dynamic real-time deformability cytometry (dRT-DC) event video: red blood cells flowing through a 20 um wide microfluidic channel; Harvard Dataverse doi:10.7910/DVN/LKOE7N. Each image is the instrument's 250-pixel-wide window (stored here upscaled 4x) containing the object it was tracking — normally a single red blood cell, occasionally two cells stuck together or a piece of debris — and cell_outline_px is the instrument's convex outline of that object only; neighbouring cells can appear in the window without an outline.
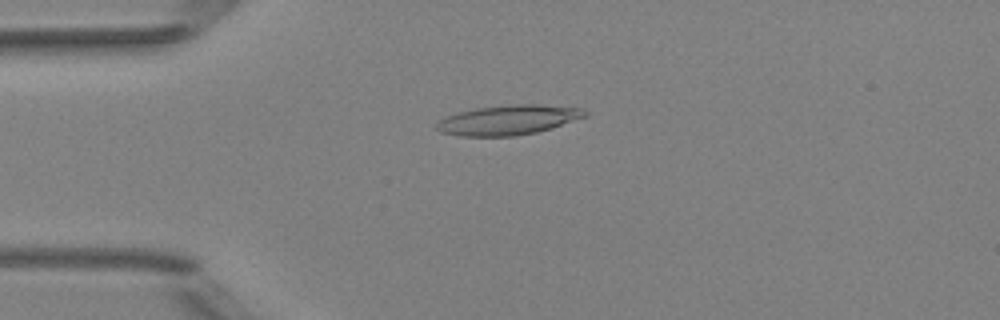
{"species": "Egyptian fruit bat (a non-hibernating species)", "species_latin": "Rousettus aegyptiacus", "temperature_condition": "room temperature", "stored_images_in_passage": 51, "camera_frame_rate_fps": 3000, "um_per_image_px": 0.085, "animal": {"sex": "female"}, "frame": {"image": 1, "passage_image": 13, "time_ms": 4.0, "image_size_px": [1000, 320], "cell_outline_px": [[588, 116], [552, 128], [536, 132], [512, 136], [460, 136], [440, 132], [436, 128], [436, 124], [440, 120], [448, 116], [460, 112], [476, 108], [508, 104], [540, 104], [584, 108], [588, 112]], "centroid_in_image_um": [43.26, 10.19], "position_along_channel_um": 41.7, "area_um2": 25.84}}
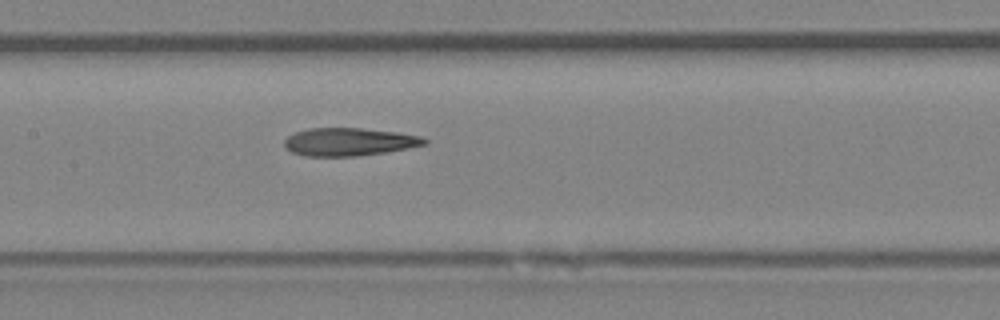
{"frame": {"image": 2, "passage_image": 25, "time_ms": 8.0, "image_size_px": [1000, 320], "cell_outline_px": [[428, 144], [408, 148], [384, 152], [356, 156], [304, 156], [292, 152], [284, 148], [284, 140], [288, 136], [296, 132], [308, 128], [360, 128], [396, 132], [420, 136], [428, 140]], "centroid_in_image_um": [29.65, 12.06], "position_along_channel_um": 177.8, "area_um2": 22.77}}
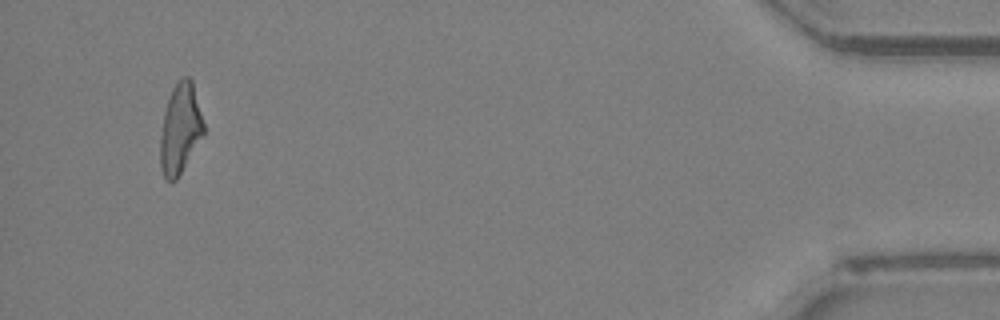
{"frame": {"image": 3, "passage_image": 49, "time_ms": 16.0, "image_size_px": [1000, 320], "cell_outline_px": [[204, 136], [176, 180], [164, 180], [160, 168], [160, 136], [164, 112], [172, 88], [184, 76], [188, 76], [192, 80], [204, 124]], "centroid_in_image_um": [15.31, 10.98], "position_along_channel_um": 419.9, "area_um2": 22.83}, "authors_computed_cell_mechanics": {"area_um2": 23.4668, "velocity_mm_per_s": 3.9947, "shape_relaxation_time_tau1_ms": null, "shape_relaxation_time_tau2_ms": 3.1049, "deformation_change_tau1": null, "deformation_change_tau2": 0.1538}}